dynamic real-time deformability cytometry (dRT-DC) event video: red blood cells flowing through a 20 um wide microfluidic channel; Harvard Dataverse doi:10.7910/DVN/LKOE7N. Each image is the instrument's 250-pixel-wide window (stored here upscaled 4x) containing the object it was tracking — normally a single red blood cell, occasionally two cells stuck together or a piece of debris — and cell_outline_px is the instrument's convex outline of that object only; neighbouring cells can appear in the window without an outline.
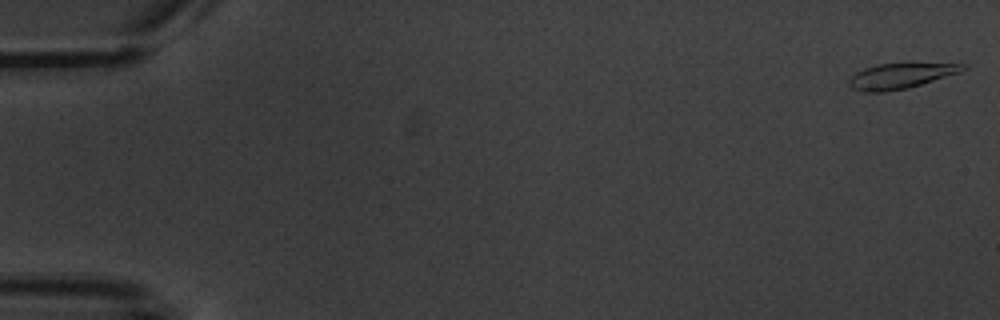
{"species": "common noctule bat (a hibernating species)", "species_latin": "Nyctalus noctula", "temperature_condition": "warm", "stored_images_in_passage": 6, "camera_frame_rate_fps": 3000, "um_per_image_px": 0.085, "animal": {"sex": "male", "body_mass_g": 20.1, "forearm_length_mm": 53.5}, "frame": {"image": 1, "passage_image": 1, "time_ms": 0.0, "image_size_px": [1000, 320], "cell_outline_px": [[968, 68], [960, 72], [908, 88], [884, 92], [864, 92], [852, 88], [848, 84], [848, 80], [856, 72], [864, 68], [876, 64], [912, 60], [968, 64]], "centroid_in_image_um": [76.63, 6.38], "position_along_channel_um": 8.4, "area_um2": 17.92}}